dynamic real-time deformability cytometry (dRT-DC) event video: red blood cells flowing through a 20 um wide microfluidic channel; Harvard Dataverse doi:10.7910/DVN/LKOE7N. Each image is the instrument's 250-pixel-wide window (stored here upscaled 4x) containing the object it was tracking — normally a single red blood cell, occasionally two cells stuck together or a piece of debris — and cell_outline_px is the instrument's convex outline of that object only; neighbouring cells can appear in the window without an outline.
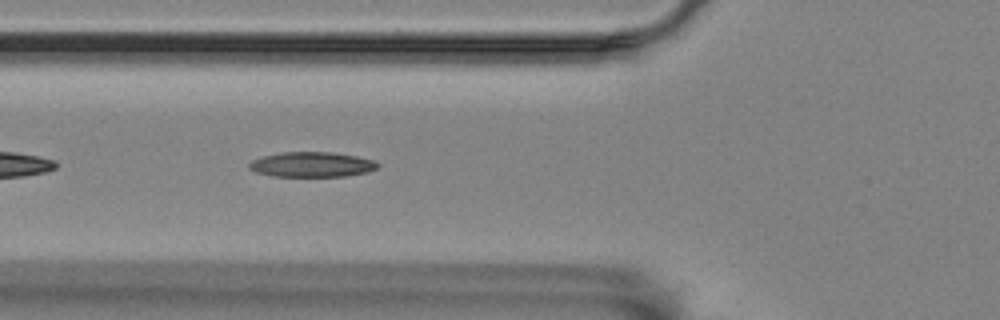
{"species": "Egyptian fruit bat (a non-hibernating species)", "species_latin": "Rousettus aegyptiacus", "temperature_condition": "room temperature", "stored_images_in_passage": 42, "camera_frame_rate_fps": 3000, "um_per_image_px": 0.085, "animal": {"sex": "female"}, "frame": {"image": 1, "passage_image": 6, "time_ms": 1.667, "image_size_px": [1000, 320], "cell_outline_px": [[380, 168], [368, 172], [344, 176], [272, 176], [256, 172], [248, 168], [248, 164], [252, 160], [264, 156], [280, 152], [332, 152], [356, 156], [372, 160], [380, 164]], "centroid_in_image_um": [26.52, 13.98], "position_along_channel_um": 99.3, "area_um2": 18.79}}
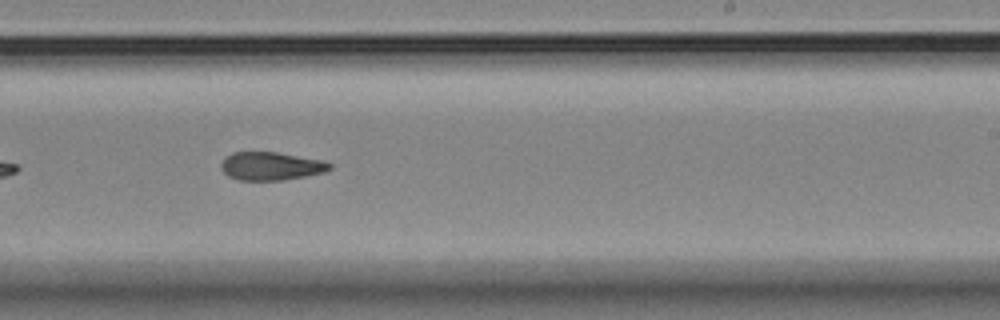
{"frame": {"image": 2, "passage_image": 20, "time_ms": 6.333, "image_size_px": [1000, 320], "cell_outline_px": [[332, 168], [324, 172], [284, 180], [236, 180], [228, 176], [220, 168], [220, 164], [232, 152], [276, 152], [320, 160], [332, 164]], "centroid_in_image_um": [23.01, 14.13], "position_along_channel_um": 266.0, "area_um2": 17.69}}
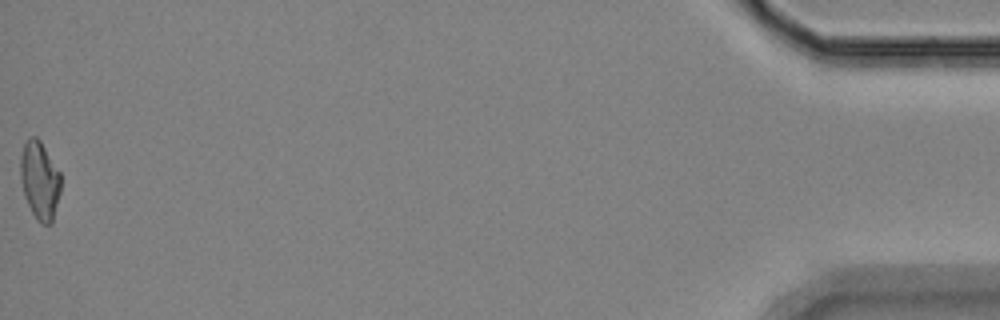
{"frame": {"image": 3, "passage_image": 42, "time_ms": 13.667, "image_size_px": [1000, 320], "cell_outline_px": [[60, 192], [52, 224], [40, 224], [36, 220], [24, 196], [20, 176], [20, 156], [24, 144], [32, 136], [36, 136], [40, 140], [60, 172]], "centroid_in_image_um": [3.37, 15.35], "position_along_channel_um": 431.8, "area_um2": 18.38}, "authors_computed_cell_mechanics": {"area_um2": 18.4093, "velocity_mm_per_s": 3.5562, "shape_relaxation_time_tau1_ms": null, "shape_relaxation_time_tau2_ms": 7.5071, "deformation_change_tau1": null, "deformation_change_tau2": 0.1644}}